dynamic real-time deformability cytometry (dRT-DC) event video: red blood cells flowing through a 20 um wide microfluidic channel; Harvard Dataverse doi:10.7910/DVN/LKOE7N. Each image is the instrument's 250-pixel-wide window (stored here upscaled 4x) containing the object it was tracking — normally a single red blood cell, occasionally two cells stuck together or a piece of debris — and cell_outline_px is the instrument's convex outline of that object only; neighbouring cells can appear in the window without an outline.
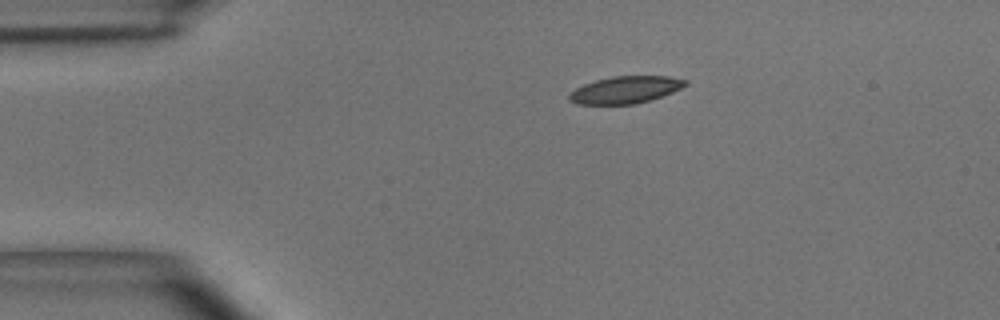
{"species": "common noctule bat (a hibernating species)", "species_latin": "Nyctalus noctula", "temperature_condition": "room temperature", "stored_images_in_passage": 45, "camera_frame_rate_fps": 3000, "um_per_image_px": 0.085, "animal": {"sex": "male", "body_mass_g": 15.6}, "frame": {"image": 1, "passage_image": 1, "time_ms": 0.0, "image_size_px": [1000, 320], "cell_outline_px": [[688, 84], [672, 92], [636, 104], [576, 104], [568, 100], [568, 96], [576, 88], [584, 84], [596, 80], [612, 76], [668, 76], [688, 80]], "centroid_in_image_um": [53.15, 7.63], "position_along_channel_um": 31.9, "area_um2": 18.21}}
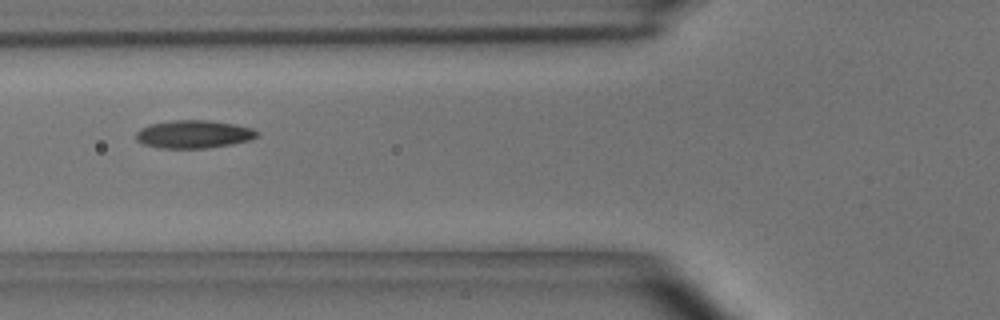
{"frame": {"image": 2, "passage_image": 11, "time_ms": 3.333, "image_size_px": [1000, 320], "cell_outline_px": [[260, 136], [248, 140], [232, 144], [204, 148], [160, 148], [144, 144], [136, 140], [136, 132], [140, 128], [148, 124], [172, 120], [208, 120], [236, 124], [252, 128], [260, 132]], "centroid_in_image_um": [16.47, 11.4], "position_along_channel_um": 109.3, "area_um2": 19.88}}
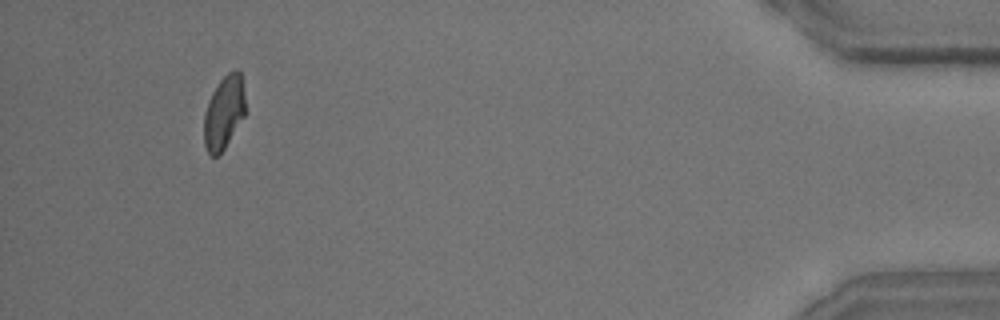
{"frame": {"image": 3, "passage_image": 42, "time_ms": 13.667, "image_size_px": [1000, 320], "cell_outline_px": [[244, 116], [224, 148], [216, 156], [212, 156], [208, 152], [204, 144], [204, 112], [208, 100], [212, 92], [220, 80], [228, 72], [236, 68], [240, 72], [244, 96]], "centroid_in_image_um": [19.01, 9.54], "position_along_channel_um": 416.2, "area_um2": 17.4}, "authors_computed_cell_mechanics": {"area_um2": 18.9584, "velocity_mm_per_s": 3.6292, "shape_relaxation_time_tau1_ms": 4.1915, "shape_relaxation_time_tau2_ms": 2.7501, "deformation_change_tau1": 0.1349, "deformation_change_tau2": 0.0894}}